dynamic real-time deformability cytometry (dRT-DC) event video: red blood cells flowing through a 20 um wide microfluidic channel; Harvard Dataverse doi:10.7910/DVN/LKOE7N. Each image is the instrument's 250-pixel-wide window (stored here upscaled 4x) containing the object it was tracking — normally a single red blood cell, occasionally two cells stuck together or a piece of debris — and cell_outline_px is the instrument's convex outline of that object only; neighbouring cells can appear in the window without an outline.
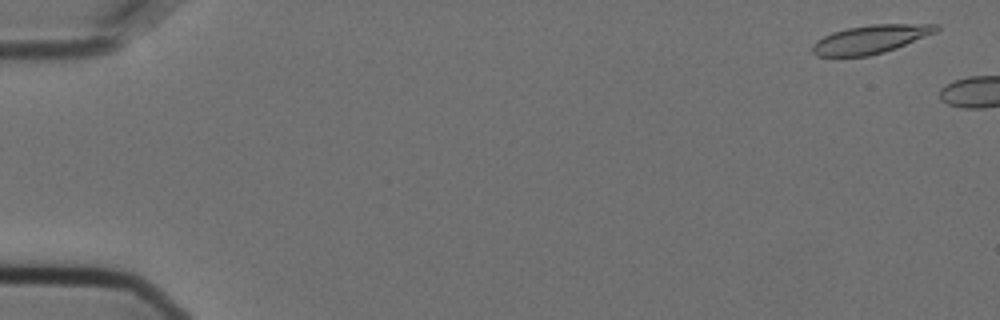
{"species": "Egyptian fruit bat (a non-hibernating species)", "species_latin": "Rousettus aegyptiacus", "temperature_condition": "cold", "stored_images_in_passage": 6, "camera_frame_rate_fps": 3000, "um_per_image_px": 0.085, "animal": {"sex": "female"}, "frame": {"image": 1, "passage_image": 3, "time_ms": 0.667, "image_size_px": [1000, 320], "cell_outline_px": [[940, 28], [936, 32], [896, 48], [884, 52], [868, 56], [816, 56], [812, 52], [812, 44], [816, 40], [832, 32], [848, 28], [872, 24], [940, 24]], "centroid_in_image_um": [73.99, 3.33], "position_along_channel_um": 11.0, "area_um2": 20.46}}